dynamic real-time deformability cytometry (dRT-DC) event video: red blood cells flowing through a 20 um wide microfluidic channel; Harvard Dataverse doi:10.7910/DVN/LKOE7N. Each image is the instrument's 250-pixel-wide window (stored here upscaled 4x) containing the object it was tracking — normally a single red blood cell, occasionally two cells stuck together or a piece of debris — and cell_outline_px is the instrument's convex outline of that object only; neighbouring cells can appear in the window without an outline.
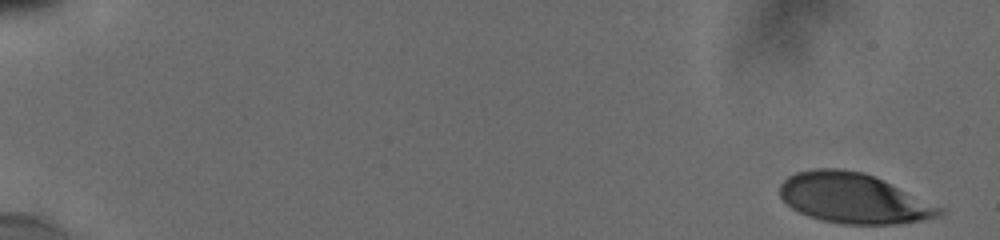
{"species": "human", "species_latin": "Homo sapiens", "temperature_condition": "cold", "stored_images_in_passage": 12, "camera_frame_rate_fps": 3000, "um_per_image_px": 0.085, "donor": {"sex": "male"}, "frame": {"image": 1, "passage_image": 1, "time_ms": 0.0, "image_size_px": [1000, 240], "cell_outline_px": [[944, 212], [940, 216], [920, 220], [896, 224], [840, 224], [820, 220], [808, 216], [792, 208], [780, 196], [780, 184], [788, 176], [796, 172], [816, 168], [840, 168], [864, 172], [944, 208]], "centroid_in_image_um": [72.52, 16.85], "position_along_channel_um": 12.5, "area_um2": 46.36}}
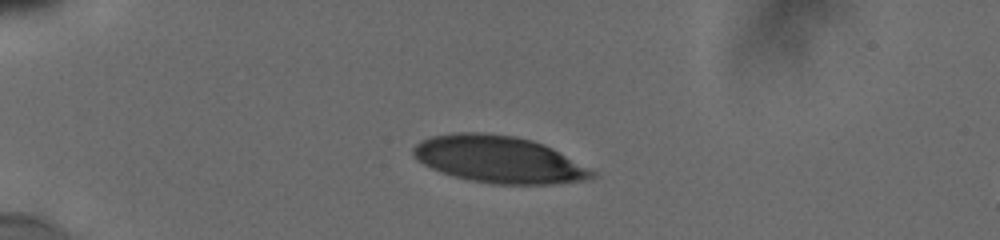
{"frame": {"image": 2, "passage_image": 7, "time_ms": 4.333, "image_size_px": [1000, 240], "cell_outline_px": [[596, 176], [584, 180], [552, 184], [492, 184], [468, 180], [452, 176], [440, 172], [416, 160], [412, 152], [412, 148], [420, 140], [432, 136], [456, 132], [480, 132], [516, 136], [532, 140], [544, 144], [552, 148], [596, 172]], "centroid_in_image_um": [42.36, 13.55], "position_along_channel_um": 42.6, "area_um2": 48.96}}
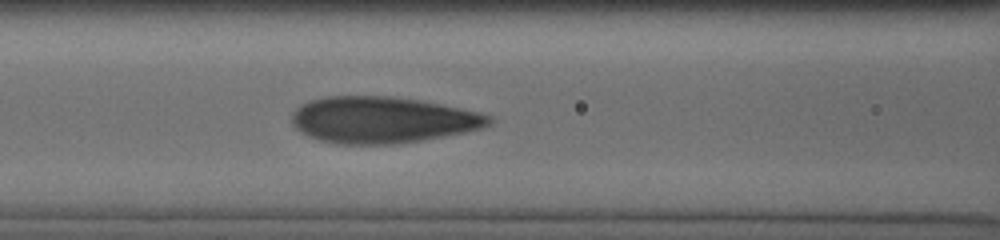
{"frame": {"image": 3, "passage_image": 12, "time_ms": 8.0, "image_size_px": [1000, 240], "cell_outline_px": [[496, 120], [492, 124], [484, 128], [444, 136], [396, 144], [336, 144], [320, 140], [308, 136], [300, 132], [292, 124], [292, 112], [300, 104], [324, 96], [392, 96], [420, 100], [480, 112], [492, 116]], "centroid_in_image_um": [32.52, 10.19], "position_along_channel_um": 134.1, "area_um2": 53.64}}